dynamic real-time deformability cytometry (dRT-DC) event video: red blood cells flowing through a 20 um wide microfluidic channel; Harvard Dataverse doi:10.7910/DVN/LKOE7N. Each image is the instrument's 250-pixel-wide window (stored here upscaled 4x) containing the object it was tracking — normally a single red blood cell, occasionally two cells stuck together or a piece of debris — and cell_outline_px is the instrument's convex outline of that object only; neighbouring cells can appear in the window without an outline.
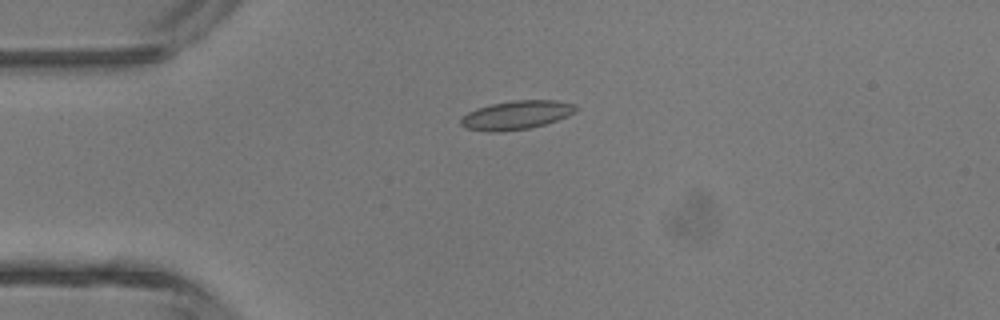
{"species": "common noctule bat (a hibernating species)", "species_latin": "Nyctalus noctula", "temperature_condition": "room temperature", "stored_images_in_passage": 4, "camera_frame_rate_fps": 3000, "um_per_image_px": 0.085, "animal": {"sex": "male", "body_mass_g": 13.3}, "frame": {"image": 1, "passage_image": 3, "time_ms": 2.333, "image_size_px": [1000, 320], "cell_outline_px": [[580, 108], [568, 116], [544, 124], [528, 128], [496, 132], [488, 132], [464, 128], [460, 124], [460, 120], [468, 112], [476, 108], [492, 104], [512, 100], [556, 100], [576, 104]], "centroid_in_image_um": [43.9, 9.77], "position_along_channel_um": 41.1, "area_um2": 19.31}}